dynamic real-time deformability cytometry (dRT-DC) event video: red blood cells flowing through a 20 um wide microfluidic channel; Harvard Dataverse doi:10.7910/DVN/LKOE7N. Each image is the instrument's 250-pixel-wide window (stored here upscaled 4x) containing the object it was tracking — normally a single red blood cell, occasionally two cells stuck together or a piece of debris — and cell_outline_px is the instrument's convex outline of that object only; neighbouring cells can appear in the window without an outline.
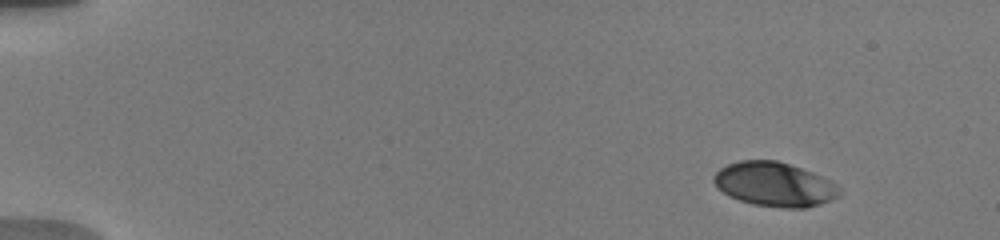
{"species": "human", "species_latin": "Homo sapiens", "temperature_condition": "warm", "stored_images_in_passage": 6, "camera_frame_rate_fps": 3000, "um_per_image_px": 0.085, "donor": {"sex": "male"}, "frame": {"image": 1, "passage_image": 1, "time_ms": 0.0, "image_size_px": [1000, 240], "cell_outline_px": [[844, 192], [840, 196], [832, 200], [808, 208], [784, 208], [752, 204], [728, 196], [716, 188], [712, 180], [712, 176], [720, 168], [728, 164], [740, 160], [776, 160], [812, 172], [832, 180]], "centroid_in_image_um": [65.84, 15.68], "position_along_channel_um": 19.2, "area_um2": 32.83}}
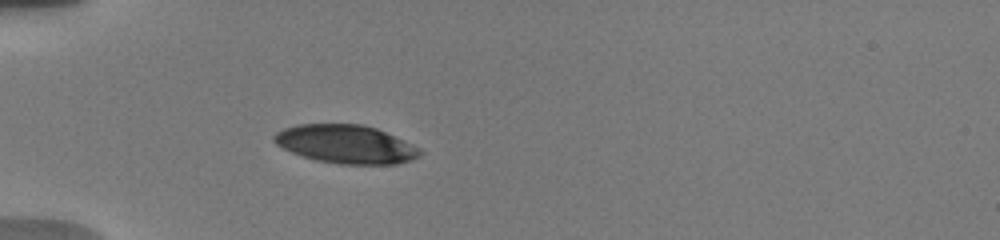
{"frame": {"image": 2, "passage_image": 6, "time_ms": 4.0, "image_size_px": [1000, 240], "cell_outline_px": [[424, 152], [420, 156], [396, 164], [340, 164], [316, 160], [292, 152], [276, 144], [272, 140], [272, 136], [276, 132], [284, 128], [296, 124], [364, 124], [376, 128], [404, 140], [420, 148]], "centroid_in_image_um": [29.4, 12.24], "position_along_channel_um": 55.6, "area_um2": 32.66}}